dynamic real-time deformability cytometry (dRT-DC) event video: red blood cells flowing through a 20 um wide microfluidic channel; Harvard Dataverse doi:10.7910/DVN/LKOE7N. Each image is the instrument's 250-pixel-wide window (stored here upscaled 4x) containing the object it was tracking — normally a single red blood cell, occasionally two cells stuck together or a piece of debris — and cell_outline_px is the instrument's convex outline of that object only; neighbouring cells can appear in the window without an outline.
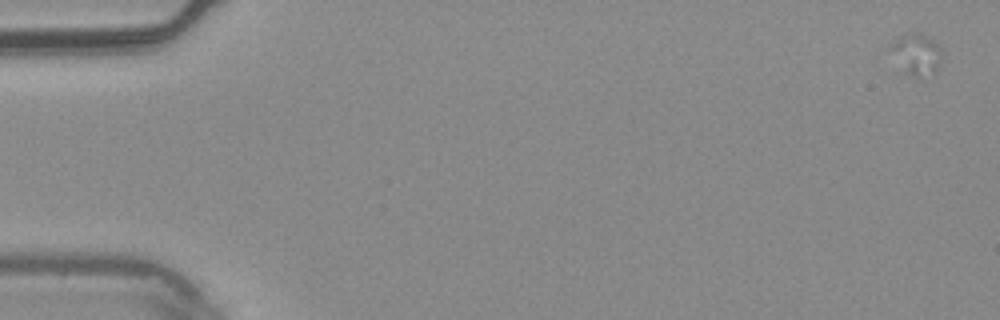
{"species": "common noctule bat (a hibernating species)", "species_latin": "Nyctalus noctula", "temperature_condition": "warm", "stored_images_in_passage": 5, "camera_frame_rate_fps": 3000, "um_per_image_px": 0.085, "animal": {"sex": "male", "body_mass_g": 20.4}, "frame": {"image": 1, "passage_image": 1, "time_ms": 0.0, "image_size_px": [1000, 320], "cell_outline_px": [[944, 60], [932, 72], [920, 80], [912, 76], [908, 72], [888, 48], [888, 44], [900, 36], [908, 32], [916, 32], [932, 40], [940, 48]], "centroid_in_image_um": [77.92, 4.59], "position_along_channel_um": 7.1, "area_um2": 12.08}}